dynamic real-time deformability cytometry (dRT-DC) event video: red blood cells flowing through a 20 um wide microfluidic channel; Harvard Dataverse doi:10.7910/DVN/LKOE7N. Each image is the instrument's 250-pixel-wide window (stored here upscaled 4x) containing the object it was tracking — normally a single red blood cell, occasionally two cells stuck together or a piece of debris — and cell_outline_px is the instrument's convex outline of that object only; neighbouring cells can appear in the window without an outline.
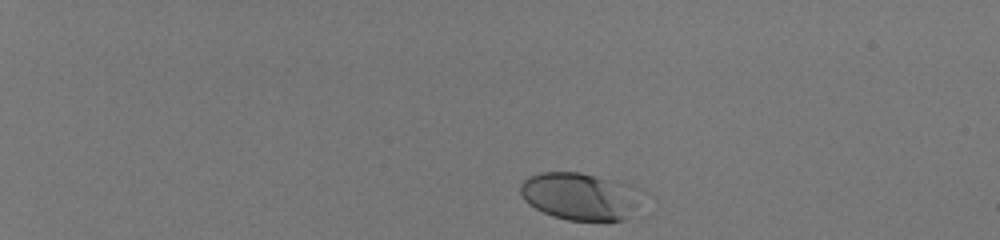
{"species": "human", "species_latin": "Homo sapiens", "temperature_condition": "room temperature", "stored_images_in_passage": 41, "camera_frame_rate_fps": 3000, "um_per_image_px": 0.085, "donor": {"sex": "male"}, "frame": {"image": 1, "passage_image": 2, "time_ms": 0.333, "image_size_px": [1000, 240], "cell_outline_px": [[636, 204], [624, 220], [568, 220], [552, 216], [528, 204], [524, 200], [520, 192], [520, 184], [528, 176], [540, 172], [580, 172], [604, 180]], "centroid_in_image_um": [48.89, 16.72], "position_along_channel_um": 36.1, "area_um2": 30.4}}
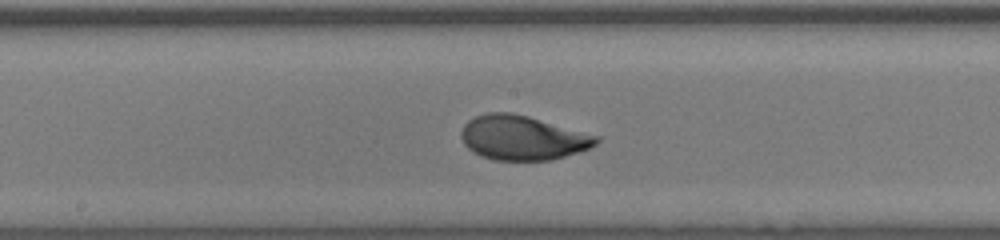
{"frame": {"image": 2, "passage_image": 24, "time_ms": 7.667, "image_size_px": [1000, 240], "cell_outline_px": [[600, 140], [596, 144], [588, 148], [552, 160], [496, 160], [480, 156], [472, 152], [464, 144], [460, 136], [460, 132], [464, 124], [468, 120], [484, 112], [512, 112], [528, 116], [600, 136]], "centroid_in_image_um": [44.38, 11.7], "position_along_channel_um": 203.8, "area_um2": 35.08}}
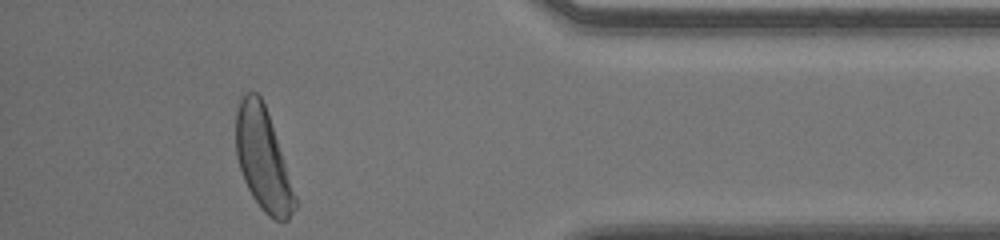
{"frame": {"image": 3, "passage_image": 41, "time_ms": 13.333, "image_size_px": [1000, 240], "cell_outline_px": [[296, 208], [288, 220], [276, 220], [268, 216], [260, 208], [252, 196], [244, 180], [236, 156], [236, 112], [240, 96], [244, 92], [256, 92], [260, 96], [264, 104], [284, 160], [296, 196]], "centroid_in_image_um": [22.33, 13.54], "position_along_channel_um": 412.9, "area_um2": 34.74}, "authors_computed_cell_mechanics": {"area_um2": 34.0442, "velocity_mm_per_s": 4.0561, "shape_relaxation_time_tau1_ms": 2.8568, "shape_relaxation_time_tau2_ms": null, "deformation_change_tau1": 0.1561, "deformation_change_tau2": null}}